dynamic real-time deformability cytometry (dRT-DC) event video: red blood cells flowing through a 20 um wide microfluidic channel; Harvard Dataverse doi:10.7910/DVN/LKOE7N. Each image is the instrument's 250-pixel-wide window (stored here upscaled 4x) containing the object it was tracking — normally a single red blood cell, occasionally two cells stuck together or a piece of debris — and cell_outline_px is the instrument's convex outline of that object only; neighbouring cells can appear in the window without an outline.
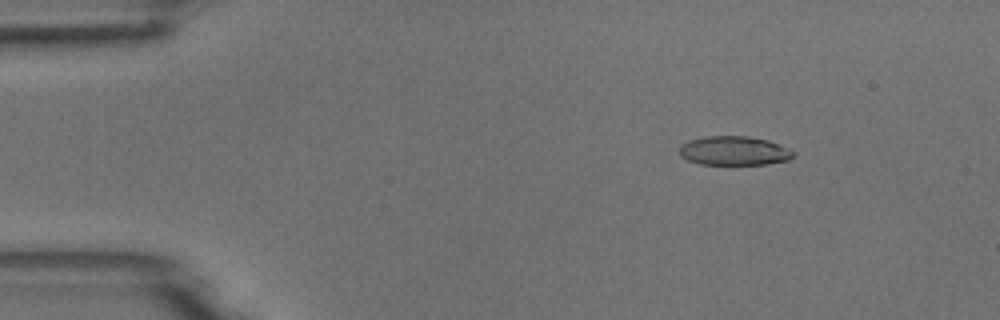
{"species": "common noctule bat (a hibernating species)", "species_latin": "Nyctalus noctula", "temperature_condition": "room temperature", "stored_images_in_passage": 4, "camera_frame_rate_fps": 3000, "um_per_image_px": 0.085, "animal": {"sex": "male", "body_mass_g": 18.8}, "frame": {"image": 1, "passage_image": 1, "time_ms": 0.0, "image_size_px": [1000, 320], "cell_outline_px": [[796, 152], [788, 160], [768, 164], [700, 164], [688, 160], [680, 156], [680, 144], [688, 140], [704, 136], [748, 136], [768, 140]], "centroid_in_image_um": [62.36, 12.81], "position_along_channel_um": 22.6, "area_um2": 19.31}}
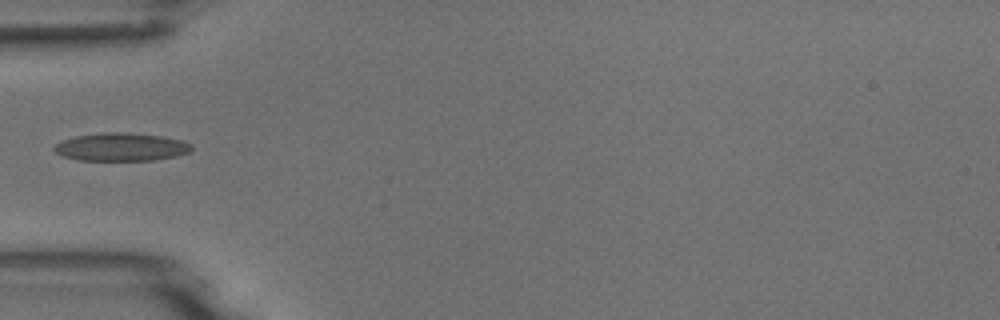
{"frame": {"image": 2, "passage_image": 4, "time_ms": 3.333, "image_size_px": [1000, 320], "cell_outline_px": [[192, 148], [188, 152], [176, 156], [152, 160], [80, 160], [64, 156], [56, 152], [52, 148], [56, 144], [64, 140], [76, 136], [100, 132], [124, 132], [164, 136], [180, 140], [192, 144]], "centroid_in_image_um": [10.3, 12.48], "position_along_channel_um": 74.7, "area_um2": 22.31}}